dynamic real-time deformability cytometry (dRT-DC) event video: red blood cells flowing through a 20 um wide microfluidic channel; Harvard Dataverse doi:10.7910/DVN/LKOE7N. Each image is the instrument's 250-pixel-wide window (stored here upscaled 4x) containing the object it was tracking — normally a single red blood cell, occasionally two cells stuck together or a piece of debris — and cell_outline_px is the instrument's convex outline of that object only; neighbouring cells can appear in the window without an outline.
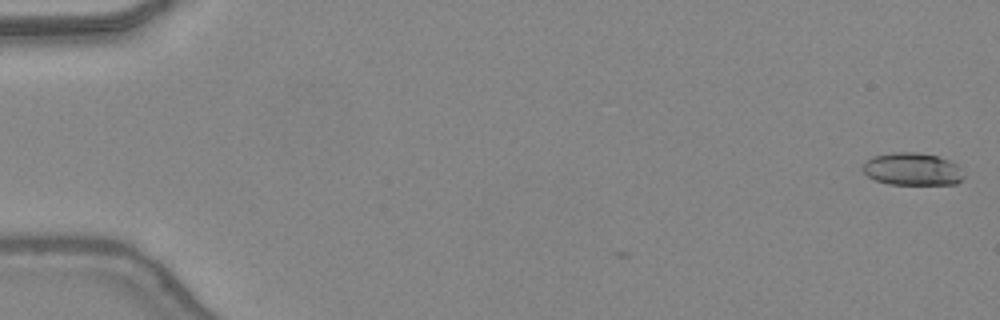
{"species": "common noctule bat (a hibernating species)", "species_latin": "Nyctalus noctula", "temperature_condition": "warm", "stored_images_in_passage": 4, "camera_frame_rate_fps": 3000, "um_per_image_px": 0.085, "animal": {"sex": "female", "body_mass_g": 24.6, "forearm_length_mm": 56.2}, "frame": {"image": 1, "passage_image": 1, "time_ms": 0.0, "image_size_px": [1000, 320], "cell_outline_px": [[964, 176], [956, 184], [888, 184], [876, 180], [868, 176], [864, 172], [864, 164], [872, 156], [892, 152], [916, 152], [936, 156], [948, 160], [956, 164], [960, 168]], "centroid_in_image_um": [77.55, 14.37], "position_along_channel_um": 7.5, "area_um2": 18.96}}